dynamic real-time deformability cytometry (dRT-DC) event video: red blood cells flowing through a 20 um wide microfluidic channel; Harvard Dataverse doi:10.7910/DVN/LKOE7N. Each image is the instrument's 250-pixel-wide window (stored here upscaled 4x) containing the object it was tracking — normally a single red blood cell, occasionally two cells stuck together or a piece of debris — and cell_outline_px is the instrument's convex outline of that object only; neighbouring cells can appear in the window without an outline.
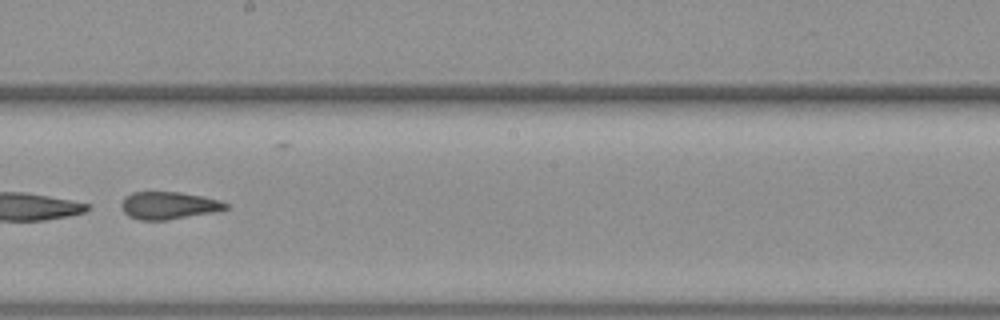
{"species": "common noctule bat (a hibernating species)", "species_latin": "Nyctalus noctula", "temperature_condition": "warm", "stored_images_in_passage": 53, "camera_frame_rate_fps": 3000, "um_per_image_px": 0.085, "animal": {"sex": "female", "body_mass_g": 19.3, "forearm_length_mm": 54.1}, "frame": {"image": 1, "passage_image": 31, "time_ms": 10.0, "image_size_px": [1000, 320], "cell_outline_px": [[228, 208], [216, 212], [168, 220], [140, 220], [128, 216], [124, 212], [120, 204], [124, 196], [132, 192], [180, 192], [200, 196], [216, 200], [228, 204]], "centroid_in_image_um": [14.29, 17.47], "position_along_channel_um": 233.9, "area_um2": 16.7}}